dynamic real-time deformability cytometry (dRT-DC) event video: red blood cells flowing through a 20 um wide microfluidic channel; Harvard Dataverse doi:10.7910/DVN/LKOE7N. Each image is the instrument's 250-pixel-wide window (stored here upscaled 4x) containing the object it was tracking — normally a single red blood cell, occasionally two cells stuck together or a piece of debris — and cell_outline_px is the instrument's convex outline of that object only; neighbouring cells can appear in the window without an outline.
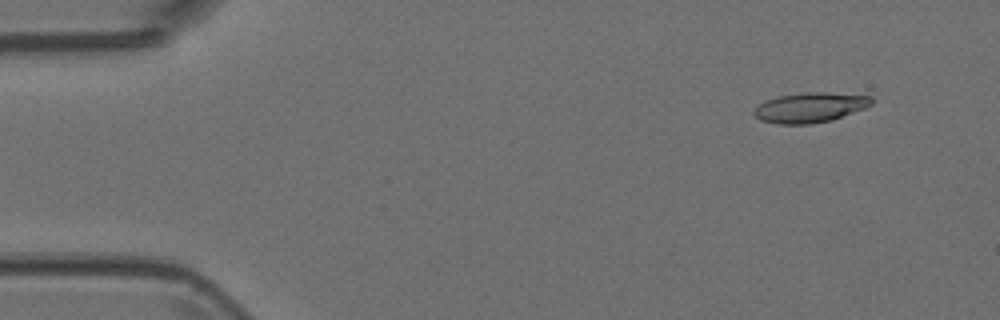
{"species": "Egyptian fruit bat (a non-hibernating species)", "species_latin": "Rousettus aegyptiacus", "temperature_condition": "room temperature", "stored_images_in_passage": 3, "camera_frame_rate_fps": 3000, "um_per_image_px": 0.085, "animal": {"sex": "female"}, "frame": {"image": 1, "passage_image": 1, "time_ms": 0.0, "image_size_px": [1000, 320], "cell_outline_px": [[872, 104], [864, 108], [832, 120], [812, 124], [776, 124], [760, 120], [752, 112], [760, 104], [776, 96], [808, 92], [828, 92], [872, 96]], "centroid_in_image_um": [68.86, 9.14], "position_along_channel_um": 16.1, "area_um2": 20.46}}